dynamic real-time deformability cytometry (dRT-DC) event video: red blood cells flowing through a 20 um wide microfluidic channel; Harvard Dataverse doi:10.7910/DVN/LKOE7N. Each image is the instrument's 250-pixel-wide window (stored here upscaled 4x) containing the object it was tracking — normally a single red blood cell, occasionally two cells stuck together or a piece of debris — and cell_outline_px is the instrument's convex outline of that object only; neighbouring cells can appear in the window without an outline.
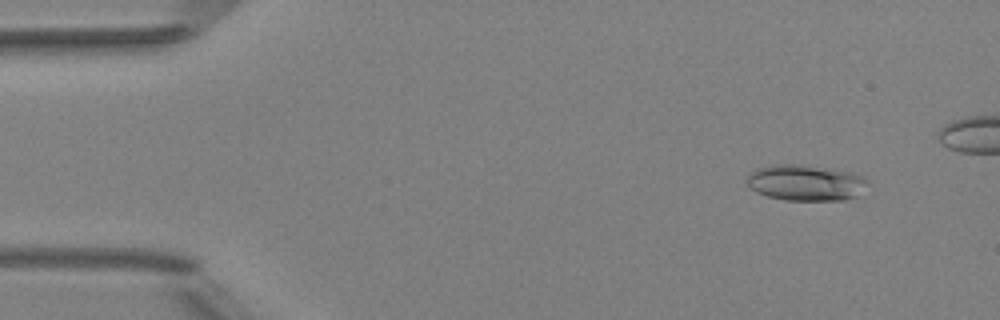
{"species": "Egyptian fruit bat (a non-hibernating species)", "species_latin": "Rousettus aegyptiacus", "temperature_condition": "room temperature", "stored_images_in_passage": 47, "camera_frame_rate_fps": 3000, "um_per_image_px": 0.085, "animal": {"sex": "female"}, "frame": {"image": 1, "passage_image": 5, "time_ms": 1.333, "image_size_px": [1000, 320], "cell_outline_px": [[868, 180], [856, 196], [844, 200], [784, 200], [768, 196], [756, 192], [748, 184], [748, 176], [752, 172], [760, 168], [772, 164], [792, 164], [832, 168], [852, 172], [864, 176]], "centroid_in_image_um": [68.49, 15.52], "position_along_channel_um": 16.5, "area_um2": 25.03}}
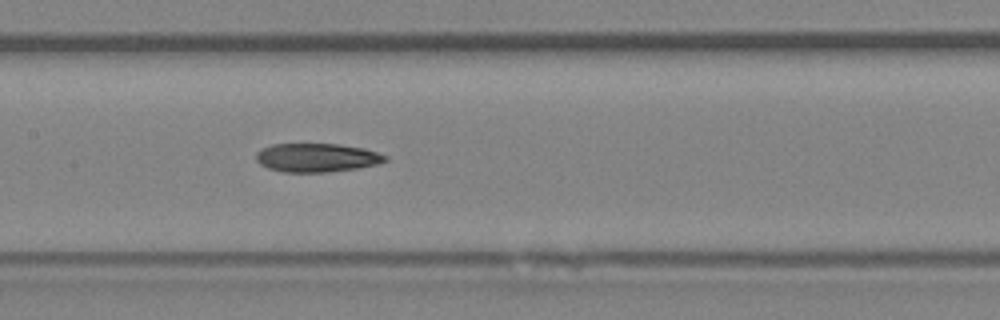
{"frame": {"image": 2, "passage_image": 25, "time_ms": 8.0, "image_size_px": [1000, 320], "cell_outline_px": [[388, 160], [380, 164], [360, 168], [328, 172], [284, 172], [268, 168], [260, 164], [256, 160], [256, 152], [260, 148], [272, 144], [340, 144], [364, 148], [388, 156]], "centroid_in_image_um": [26.94, 13.4], "position_along_channel_um": 180.5, "area_um2": 21.85}}
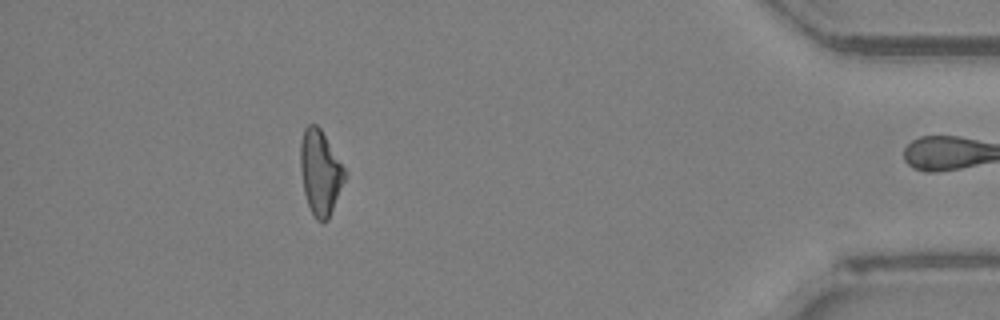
{"frame": {"image": 3, "passage_image": 46, "time_ms": 15.0, "image_size_px": [1000, 320], "cell_outline_px": [[348, 172], [328, 220], [316, 220], [308, 204], [304, 192], [300, 168], [300, 140], [304, 128], [308, 124], [316, 124], [320, 128]], "centroid_in_image_um": [27.22, 14.62], "position_along_channel_um": 408.0, "area_um2": 21.91}}